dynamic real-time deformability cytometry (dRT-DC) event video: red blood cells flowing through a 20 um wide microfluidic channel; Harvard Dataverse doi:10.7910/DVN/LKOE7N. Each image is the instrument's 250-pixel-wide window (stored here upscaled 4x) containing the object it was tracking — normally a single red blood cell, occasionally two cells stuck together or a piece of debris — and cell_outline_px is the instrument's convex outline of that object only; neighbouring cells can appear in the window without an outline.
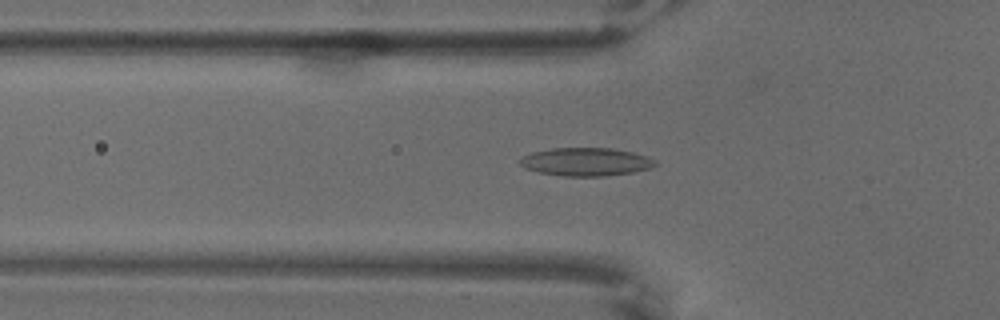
{"species": "common noctule bat (a hibernating species)", "species_latin": "Nyctalus noctula", "temperature_condition": "warm", "stored_images_in_passage": 65, "camera_frame_rate_fps": 3000, "um_per_image_px": 0.085, "animal": {"sex": "male", "body_mass_g": 18.8}, "frame": {"image": 1, "passage_image": 22, "time_ms": 7.0, "image_size_px": [1000, 320], "cell_outline_px": [[660, 164], [652, 168], [632, 172], [604, 176], [564, 176], [540, 172], [524, 168], [516, 160], [520, 156], [532, 152], [552, 148], [612, 148], [632, 152], [648, 156], [656, 160]], "centroid_in_image_um": [49.8, 13.75], "position_along_channel_um": 76.0, "area_um2": 22.48}}
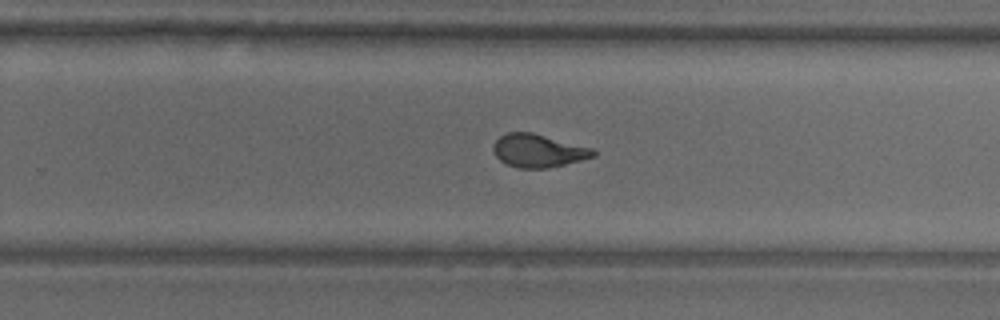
{"frame": {"image": 2, "passage_image": 42, "time_ms": 13.667, "image_size_px": [1000, 320], "cell_outline_px": [[596, 156], [548, 168], [520, 168], [504, 164], [492, 152], [492, 144], [500, 136], [508, 132], [532, 132], [592, 148], [596, 152]], "centroid_in_image_um": [45.7, 12.81], "position_along_channel_um": 284.1, "area_um2": 19.31}}
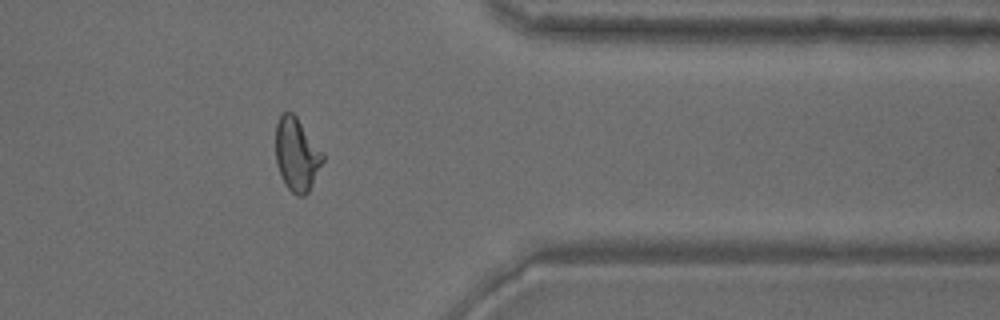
{"frame": {"image": 3, "passage_image": 53, "time_ms": 17.333, "image_size_px": [1000, 320], "cell_outline_px": [[324, 160], [308, 192], [304, 196], [296, 196], [284, 184], [276, 164], [276, 124], [280, 112], [292, 112], [296, 116], [324, 152]], "centroid_in_image_um": [25.22, 13.12], "position_along_channel_um": 386.2, "area_um2": 20.29}}